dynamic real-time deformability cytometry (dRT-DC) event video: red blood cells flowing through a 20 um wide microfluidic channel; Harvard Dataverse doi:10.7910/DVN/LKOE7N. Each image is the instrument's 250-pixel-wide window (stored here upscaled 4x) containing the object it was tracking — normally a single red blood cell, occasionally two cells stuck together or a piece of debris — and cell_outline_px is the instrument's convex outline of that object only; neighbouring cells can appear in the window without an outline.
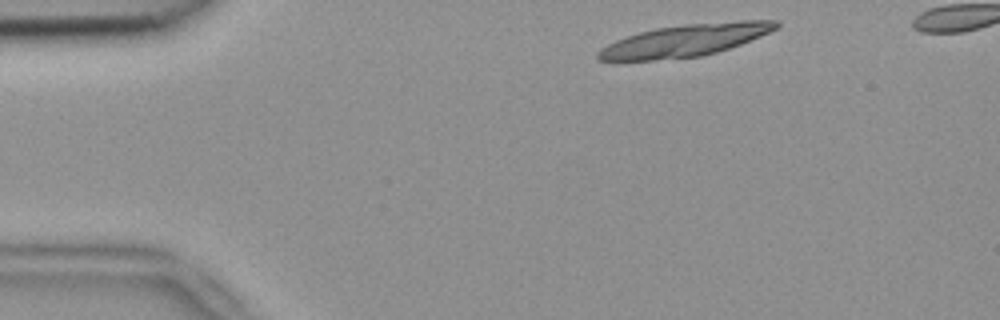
{"species": "common noctule bat (a hibernating species)", "species_latin": "Nyctalus noctula", "temperature_condition": "room temperature", "stored_images_in_passage": 6, "segment_of_instrument_passage": [1, 2], "camera_frame_rate_fps": 3000, "um_per_image_px": 0.085, "animal": {"sex": "female", "body_mass_g": 18.4}, "frame": {"image": 1, "passage_image": 1, "time_ms": 0.0, "image_size_px": [1000, 320], "cell_outline_px": [[780, 24], [776, 28], [760, 36], [740, 44], [716, 52], [700, 56], [652, 60], [596, 60], [596, 52], [600, 48], [616, 40], [640, 32], [656, 28], [684, 24], [740, 20], [780, 20]], "centroid_in_image_um": [58.23, 3.42], "position_along_channel_um": 26.8, "area_um2": 33.0}}